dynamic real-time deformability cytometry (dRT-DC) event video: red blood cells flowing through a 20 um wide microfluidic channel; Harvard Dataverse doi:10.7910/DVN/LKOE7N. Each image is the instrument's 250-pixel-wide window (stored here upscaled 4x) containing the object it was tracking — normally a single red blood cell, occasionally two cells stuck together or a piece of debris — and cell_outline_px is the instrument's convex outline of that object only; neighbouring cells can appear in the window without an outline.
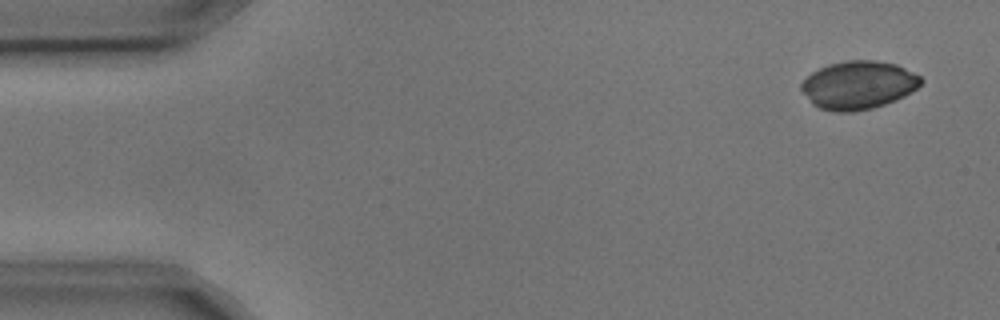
{"species": "common noctule bat (a hibernating species)", "species_latin": "Nyctalus noctula", "temperature_condition": "cold", "stored_images_in_passage": 5, "camera_frame_rate_fps": 3000, "um_per_image_px": 0.085, "animal": {"sex": "male", "body_mass_g": 17.9, "forearm_length_mm": 54.2}, "frame": {"image": 1, "passage_image": 1, "time_ms": 0.0, "image_size_px": [1000, 320], "cell_outline_px": [[924, 80], [916, 88], [904, 96], [896, 100], [872, 108], [852, 112], [836, 112], [820, 108], [812, 104], [800, 88], [800, 84], [812, 72], [828, 64], [848, 60], [876, 60], [896, 64], [920, 76]], "centroid_in_image_um": [72.95, 7.23], "position_along_channel_um": 12.1, "area_um2": 33.47}}
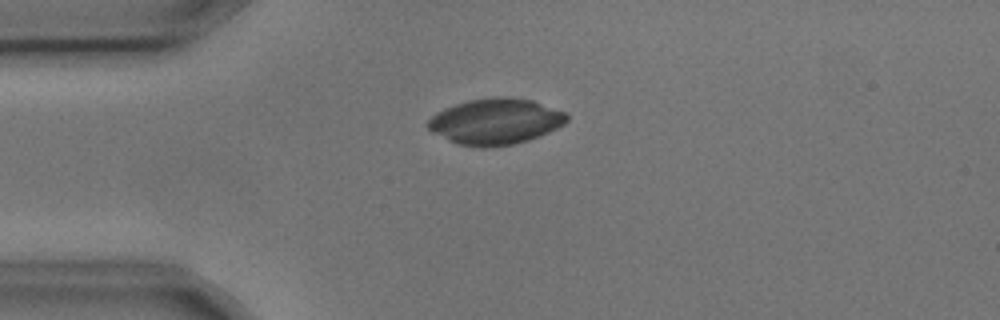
{"frame": {"image": 2, "passage_image": 4, "time_ms": 1.0, "image_size_px": [1000, 320], "cell_outline_px": [[568, 120], [564, 124], [540, 136], [528, 140], [512, 144], [484, 148], [480, 148], [456, 144], [432, 132], [428, 128], [428, 120], [436, 112], [444, 108], [468, 100], [496, 96], [508, 96], [532, 100], [564, 112], [568, 116]], "centroid_in_image_um": [42.1, 10.32], "position_along_channel_um": 42.9, "area_um2": 37.22}}